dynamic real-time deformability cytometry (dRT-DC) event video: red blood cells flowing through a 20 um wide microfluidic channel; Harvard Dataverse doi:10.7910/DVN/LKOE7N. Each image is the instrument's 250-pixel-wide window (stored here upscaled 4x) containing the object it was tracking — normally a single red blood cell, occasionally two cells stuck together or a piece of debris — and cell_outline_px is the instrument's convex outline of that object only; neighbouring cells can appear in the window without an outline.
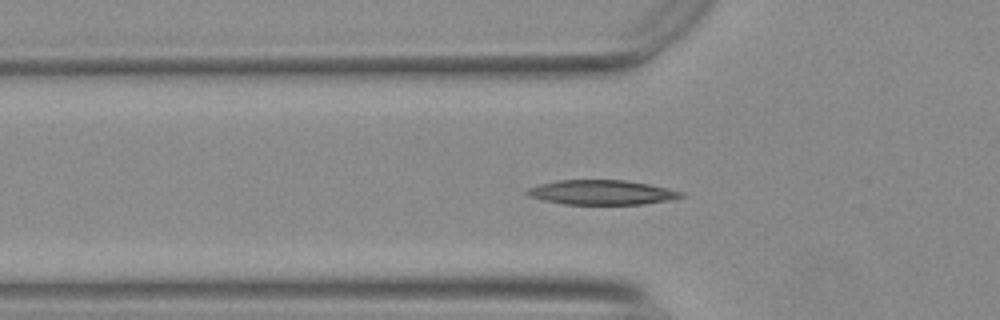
{"species": "Egyptian fruit bat (a non-hibernating species)", "species_latin": "Rousettus aegyptiacus", "temperature_condition": "warm", "stored_images_in_passage": 44, "camera_frame_rate_fps": 3000, "um_per_image_px": 0.085, "animal": {"sex": "female"}, "frame": {"image": 1, "passage_image": 14, "time_ms": 4.333, "image_size_px": [1000, 320], "cell_outline_px": [[684, 196], [672, 200], [644, 204], [564, 204], [544, 200], [528, 196], [524, 192], [528, 188], [540, 184], [556, 180], [624, 180], [648, 184], [684, 192]], "centroid_in_image_um": [51.14, 16.35], "position_along_channel_um": 74.7, "area_um2": 22.08}}
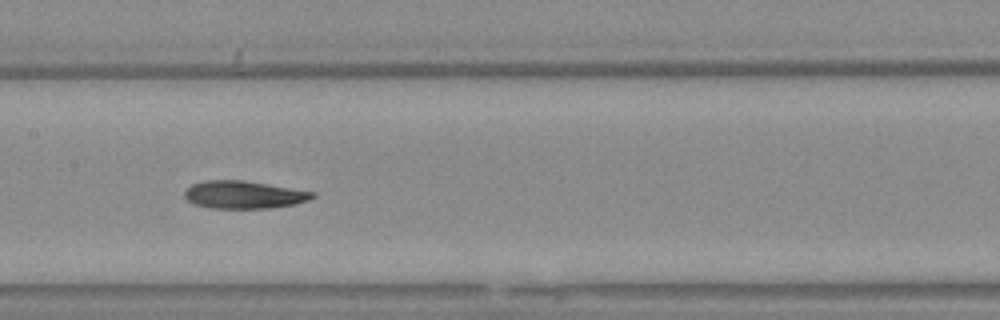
{"frame": {"image": 2, "passage_image": 23, "time_ms": 7.333, "image_size_px": [1000, 320], "cell_outline_px": [[316, 196], [308, 200], [296, 204], [272, 208], [212, 208], [196, 204], [188, 200], [184, 196], [184, 192], [192, 184], [204, 180], [244, 180], [316, 192]], "centroid_in_image_um": [20.76, 16.55], "position_along_channel_um": 186.6, "area_um2": 20.63}}
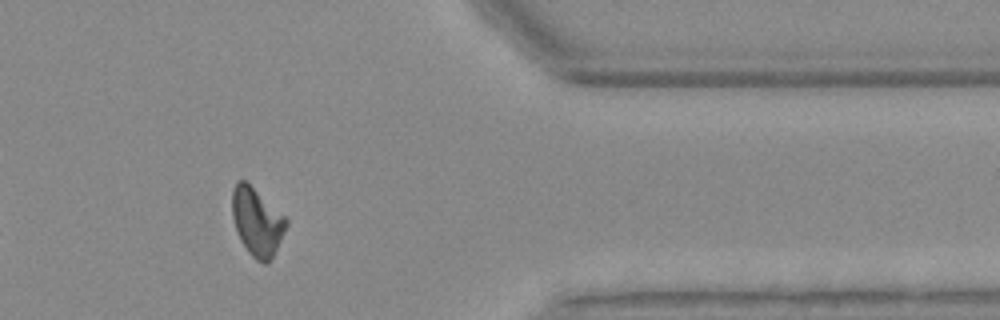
{"frame": {"image": 3, "passage_image": 41, "time_ms": 13.333, "image_size_px": [1000, 320], "cell_outline_px": [[288, 224], [268, 264], [264, 264], [256, 260], [248, 252], [240, 240], [232, 216], [232, 188], [236, 180], [244, 180], [284, 216], [288, 220]], "centroid_in_image_um": [21.81, 18.86], "position_along_channel_um": 389.6, "area_um2": 20.98}, "authors_computed_cell_mechanics": {"area_um2": 21.2704, "velocity_mm_per_s": 3.7236, "shape_relaxation_time_tau1_ms": 4.6076, "shape_relaxation_time_tau2_ms": 2.9812, "deformation_change_tau1": 0.167, "deformation_change_tau2": 0.1032}}